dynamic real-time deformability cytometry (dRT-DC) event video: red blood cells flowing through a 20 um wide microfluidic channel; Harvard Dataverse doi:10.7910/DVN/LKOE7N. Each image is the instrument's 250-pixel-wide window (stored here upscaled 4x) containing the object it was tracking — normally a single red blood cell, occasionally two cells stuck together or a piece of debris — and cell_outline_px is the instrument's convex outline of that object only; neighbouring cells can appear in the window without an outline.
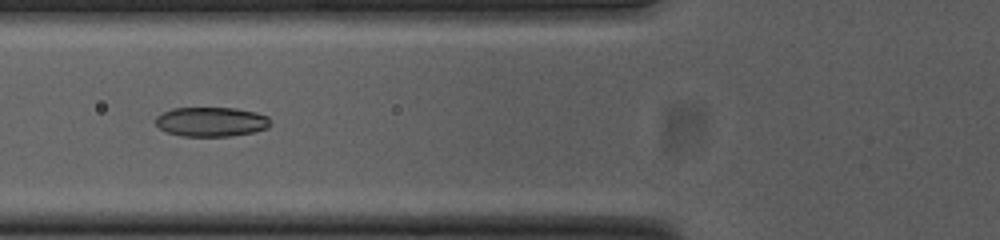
{"species": "common noctule bat (a hibernating species)", "species_latin": "Nyctalus noctula", "temperature_condition": "cold", "stored_images_in_passage": 40, "camera_frame_rate_fps": 3000, "um_per_image_px": 0.085, "animal": {"sex": "female", "body_mass_g": 23.0, "forearm_length_mm": 53.4}, "frame": {"image": 1, "passage_image": 7, "time_ms": 2.0, "image_size_px": [1000, 240], "cell_outline_px": [[272, 124], [268, 128], [252, 132], [232, 136], [180, 136], [168, 132], [160, 128], [156, 124], [156, 116], [172, 108], [236, 108], [256, 112], [268, 116]], "centroid_in_image_um": [17.99, 10.35], "position_along_channel_um": 107.8, "area_um2": 19.77}}
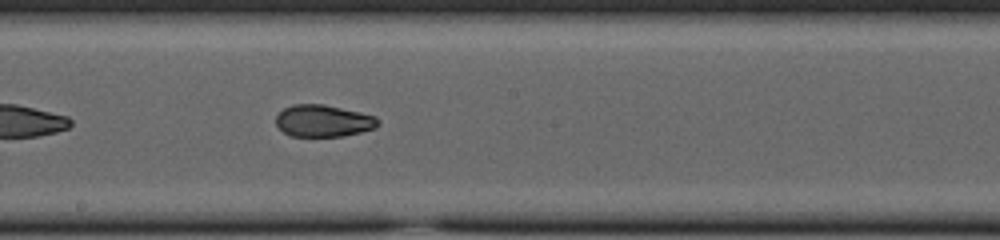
{"frame": {"image": 2, "passage_image": 16, "time_ms": 5.0, "image_size_px": [1000, 240], "cell_outline_px": [[380, 124], [376, 128], [344, 136], [292, 136], [284, 132], [276, 124], [276, 116], [284, 108], [292, 104], [324, 104], [360, 112], [376, 116], [380, 120]], "centroid_in_image_um": [27.51, 10.27], "position_along_channel_um": 220.7, "area_um2": 19.07}}
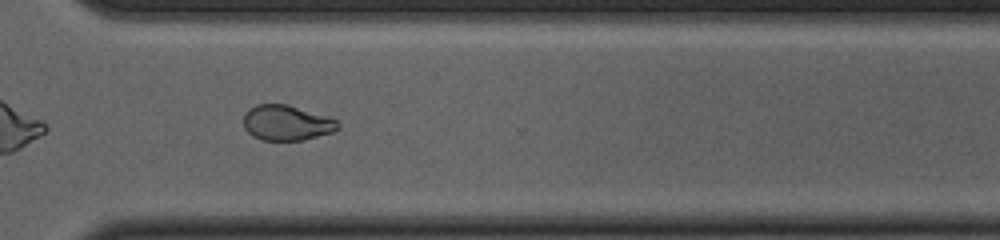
{"frame": {"image": 3, "passage_image": 26, "time_ms": 8.333, "image_size_px": [1000, 240], "cell_outline_px": [[340, 128], [332, 132], [304, 140], [264, 140], [252, 136], [244, 128], [244, 112], [248, 108], [256, 104], [288, 104], [336, 120], [340, 124]], "centroid_in_image_um": [24.33, 10.44], "position_along_channel_um": 346.3, "area_um2": 19.36}, "authors_computed_cell_mechanics": {"area_um2": 19.8832, "velocity_mm_per_s": 3.7637, "shape_relaxation_time_tau1_ms": 11.2772, "shape_relaxation_time_tau2_ms": 2.0021, "deformation_change_tau1": 0.2575, "deformation_change_tau2": 0.0533}}